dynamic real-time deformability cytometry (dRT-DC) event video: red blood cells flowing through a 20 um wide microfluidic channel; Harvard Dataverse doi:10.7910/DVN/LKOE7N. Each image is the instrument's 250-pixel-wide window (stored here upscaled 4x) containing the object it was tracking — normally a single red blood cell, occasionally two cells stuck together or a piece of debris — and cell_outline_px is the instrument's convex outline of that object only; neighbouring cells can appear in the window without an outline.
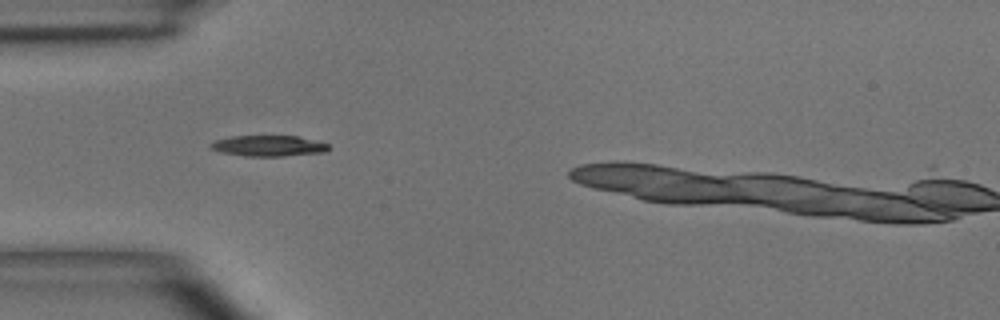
{"species": "common noctule bat (a hibernating species)", "species_latin": "Nyctalus noctula", "temperature_condition": "room temperature", "stored_images_in_passage": 3, "camera_frame_rate_fps": 3000, "um_per_image_px": 0.085, "animal": {"sex": "male", "body_mass_g": 15.6}, "frame": {"image": 1, "passage_image": 1, "time_ms": 0.0, "image_size_px": [1000, 320], "cell_outline_px": [[332, 148], [324, 152], [284, 156], [244, 156], [224, 152], [208, 148], [208, 144], [212, 140], [228, 136], [296, 136], [328, 144]], "centroid_in_image_um": [22.76, 12.39], "position_along_channel_um": 62.2, "area_um2": 14.39}}
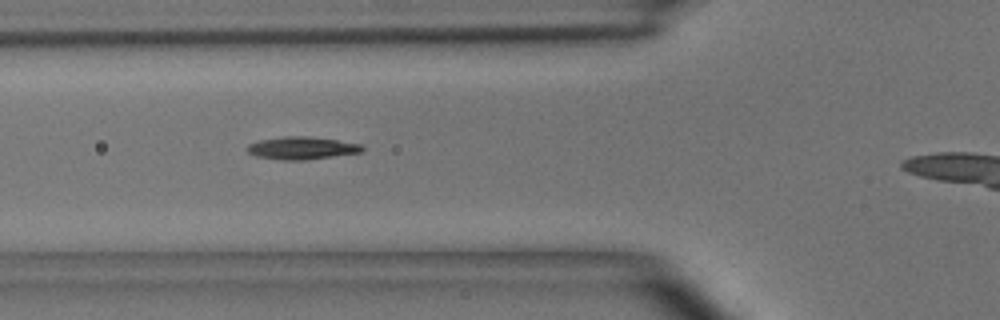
{"frame": {"image": 2, "passage_image": 2, "time_ms": 1.0, "image_size_px": [1000, 320], "cell_outline_px": [[364, 152], [304, 160], [280, 160], [256, 156], [248, 152], [248, 144], [260, 140], [284, 136], [308, 136], [336, 140], [360, 144], [364, 148]], "centroid_in_image_um": [25.66, 12.59], "position_along_channel_um": 100.1, "area_um2": 15.09}}